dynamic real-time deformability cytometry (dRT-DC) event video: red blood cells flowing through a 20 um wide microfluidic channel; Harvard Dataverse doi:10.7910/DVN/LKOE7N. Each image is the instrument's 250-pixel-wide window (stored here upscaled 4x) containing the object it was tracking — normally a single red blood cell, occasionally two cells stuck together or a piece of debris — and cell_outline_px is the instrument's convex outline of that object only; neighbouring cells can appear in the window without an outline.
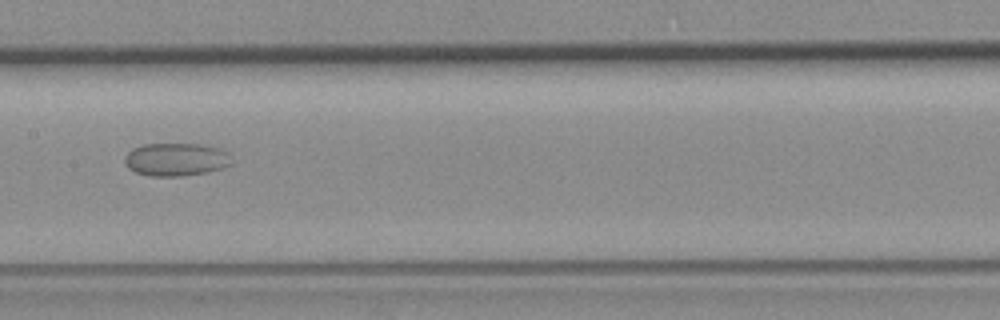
{"species": "common noctule bat (a hibernating species)", "species_latin": "Nyctalus noctula", "temperature_condition": "room temperature", "stored_images_in_passage": 15, "camera_frame_rate_fps": 3000, "um_per_image_px": 0.085, "animal": {"sex": "female", "body_mass_g": 19.3, "forearm_length_mm": 54.1}, "frame": {"image": 1, "passage_image": 7, "time_ms": 2.0, "image_size_px": [1000, 320], "cell_outline_px": [[232, 164], [224, 168], [208, 172], [184, 176], [148, 176], [136, 172], [128, 168], [124, 164], [124, 156], [132, 148], [144, 144], [200, 144], [220, 148], [228, 152]], "centroid_in_image_um": [14.96, 13.56], "position_along_channel_um": 192.4, "area_um2": 20.87}}